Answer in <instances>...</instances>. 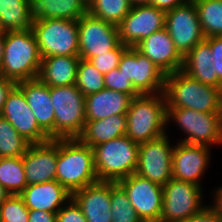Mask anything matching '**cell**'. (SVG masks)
Returning a JSON list of instances; mask_svg holds the SVG:
<instances>
[{"label": "cell", "instance_id": "cell-32", "mask_svg": "<svg viewBox=\"0 0 222 222\" xmlns=\"http://www.w3.org/2000/svg\"><path fill=\"white\" fill-rule=\"evenodd\" d=\"M132 5L129 0H93L88 12L110 24L118 26L129 13Z\"/></svg>", "mask_w": 222, "mask_h": 222}, {"label": "cell", "instance_id": "cell-15", "mask_svg": "<svg viewBox=\"0 0 222 222\" xmlns=\"http://www.w3.org/2000/svg\"><path fill=\"white\" fill-rule=\"evenodd\" d=\"M166 12L150 5L132 6L118 27L119 41L135 47L141 40L165 28Z\"/></svg>", "mask_w": 222, "mask_h": 222}, {"label": "cell", "instance_id": "cell-5", "mask_svg": "<svg viewBox=\"0 0 222 222\" xmlns=\"http://www.w3.org/2000/svg\"><path fill=\"white\" fill-rule=\"evenodd\" d=\"M98 180L118 182L135 173L139 143L126 135L101 143L92 148Z\"/></svg>", "mask_w": 222, "mask_h": 222}, {"label": "cell", "instance_id": "cell-40", "mask_svg": "<svg viewBox=\"0 0 222 222\" xmlns=\"http://www.w3.org/2000/svg\"><path fill=\"white\" fill-rule=\"evenodd\" d=\"M179 222H221V216L209 205H205L198 213Z\"/></svg>", "mask_w": 222, "mask_h": 222}, {"label": "cell", "instance_id": "cell-36", "mask_svg": "<svg viewBox=\"0 0 222 222\" xmlns=\"http://www.w3.org/2000/svg\"><path fill=\"white\" fill-rule=\"evenodd\" d=\"M128 46L123 45L121 42L111 51L103 54H97L89 61L96 67V69L103 75L111 70L118 68L121 56Z\"/></svg>", "mask_w": 222, "mask_h": 222}, {"label": "cell", "instance_id": "cell-2", "mask_svg": "<svg viewBox=\"0 0 222 222\" xmlns=\"http://www.w3.org/2000/svg\"><path fill=\"white\" fill-rule=\"evenodd\" d=\"M41 62L42 57L32 29L5 32L0 76L15 83L35 79Z\"/></svg>", "mask_w": 222, "mask_h": 222}, {"label": "cell", "instance_id": "cell-28", "mask_svg": "<svg viewBox=\"0 0 222 222\" xmlns=\"http://www.w3.org/2000/svg\"><path fill=\"white\" fill-rule=\"evenodd\" d=\"M28 0H0V32L31 30Z\"/></svg>", "mask_w": 222, "mask_h": 222}, {"label": "cell", "instance_id": "cell-27", "mask_svg": "<svg viewBox=\"0 0 222 222\" xmlns=\"http://www.w3.org/2000/svg\"><path fill=\"white\" fill-rule=\"evenodd\" d=\"M126 115H114L105 119L86 121L78 139L91 148L124 136L126 133Z\"/></svg>", "mask_w": 222, "mask_h": 222}, {"label": "cell", "instance_id": "cell-49", "mask_svg": "<svg viewBox=\"0 0 222 222\" xmlns=\"http://www.w3.org/2000/svg\"><path fill=\"white\" fill-rule=\"evenodd\" d=\"M88 4L91 3L93 0H85Z\"/></svg>", "mask_w": 222, "mask_h": 222}, {"label": "cell", "instance_id": "cell-16", "mask_svg": "<svg viewBox=\"0 0 222 222\" xmlns=\"http://www.w3.org/2000/svg\"><path fill=\"white\" fill-rule=\"evenodd\" d=\"M0 115L31 144L44 143L51 140L49 135L38 125L23 91L17 85L8 93Z\"/></svg>", "mask_w": 222, "mask_h": 222}, {"label": "cell", "instance_id": "cell-14", "mask_svg": "<svg viewBox=\"0 0 222 222\" xmlns=\"http://www.w3.org/2000/svg\"><path fill=\"white\" fill-rule=\"evenodd\" d=\"M165 28L183 57L205 39L193 0L166 12Z\"/></svg>", "mask_w": 222, "mask_h": 222}, {"label": "cell", "instance_id": "cell-44", "mask_svg": "<svg viewBox=\"0 0 222 222\" xmlns=\"http://www.w3.org/2000/svg\"><path fill=\"white\" fill-rule=\"evenodd\" d=\"M214 192V193H213ZM213 203L209 205L217 214L222 216V186L217 187L212 191Z\"/></svg>", "mask_w": 222, "mask_h": 222}, {"label": "cell", "instance_id": "cell-41", "mask_svg": "<svg viewBox=\"0 0 222 222\" xmlns=\"http://www.w3.org/2000/svg\"><path fill=\"white\" fill-rule=\"evenodd\" d=\"M28 222H56V212L29 210Z\"/></svg>", "mask_w": 222, "mask_h": 222}, {"label": "cell", "instance_id": "cell-18", "mask_svg": "<svg viewBox=\"0 0 222 222\" xmlns=\"http://www.w3.org/2000/svg\"><path fill=\"white\" fill-rule=\"evenodd\" d=\"M58 139L31 144L23 156L27 185L56 180Z\"/></svg>", "mask_w": 222, "mask_h": 222}, {"label": "cell", "instance_id": "cell-31", "mask_svg": "<svg viewBox=\"0 0 222 222\" xmlns=\"http://www.w3.org/2000/svg\"><path fill=\"white\" fill-rule=\"evenodd\" d=\"M31 143L0 115V158L22 157Z\"/></svg>", "mask_w": 222, "mask_h": 222}, {"label": "cell", "instance_id": "cell-37", "mask_svg": "<svg viewBox=\"0 0 222 222\" xmlns=\"http://www.w3.org/2000/svg\"><path fill=\"white\" fill-rule=\"evenodd\" d=\"M104 84L106 89L122 92L133 98L140 95L134 88L132 82L129 81L123 73H120L119 68H115L104 74Z\"/></svg>", "mask_w": 222, "mask_h": 222}, {"label": "cell", "instance_id": "cell-34", "mask_svg": "<svg viewBox=\"0 0 222 222\" xmlns=\"http://www.w3.org/2000/svg\"><path fill=\"white\" fill-rule=\"evenodd\" d=\"M75 85L86 97L105 89L104 75L90 61L80 58Z\"/></svg>", "mask_w": 222, "mask_h": 222}, {"label": "cell", "instance_id": "cell-6", "mask_svg": "<svg viewBox=\"0 0 222 222\" xmlns=\"http://www.w3.org/2000/svg\"><path fill=\"white\" fill-rule=\"evenodd\" d=\"M55 111V139L78 138L85 126V96L75 84L50 87Z\"/></svg>", "mask_w": 222, "mask_h": 222}, {"label": "cell", "instance_id": "cell-38", "mask_svg": "<svg viewBox=\"0 0 222 222\" xmlns=\"http://www.w3.org/2000/svg\"><path fill=\"white\" fill-rule=\"evenodd\" d=\"M56 222H87L81 208L71 198L56 212Z\"/></svg>", "mask_w": 222, "mask_h": 222}, {"label": "cell", "instance_id": "cell-20", "mask_svg": "<svg viewBox=\"0 0 222 222\" xmlns=\"http://www.w3.org/2000/svg\"><path fill=\"white\" fill-rule=\"evenodd\" d=\"M87 222H111V181L98 180L72 193Z\"/></svg>", "mask_w": 222, "mask_h": 222}, {"label": "cell", "instance_id": "cell-23", "mask_svg": "<svg viewBox=\"0 0 222 222\" xmlns=\"http://www.w3.org/2000/svg\"><path fill=\"white\" fill-rule=\"evenodd\" d=\"M88 6L85 0H28V15L32 24L48 18L78 21Z\"/></svg>", "mask_w": 222, "mask_h": 222}, {"label": "cell", "instance_id": "cell-39", "mask_svg": "<svg viewBox=\"0 0 222 222\" xmlns=\"http://www.w3.org/2000/svg\"><path fill=\"white\" fill-rule=\"evenodd\" d=\"M209 43L218 80L222 83V36L205 38Z\"/></svg>", "mask_w": 222, "mask_h": 222}, {"label": "cell", "instance_id": "cell-47", "mask_svg": "<svg viewBox=\"0 0 222 222\" xmlns=\"http://www.w3.org/2000/svg\"><path fill=\"white\" fill-rule=\"evenodd\" d=\"M132 6L150 4L151 0H129Z\"/></svg>", "mask_w": 222, "mask_h": 222}, {"label": "cell", "instance_id": "cell-19", "mask_svg": "<svg viewBox=\"0 0 222 222\" xmlns=\"http://www.w3.org/2000/svg\"><path fill=\"white\" fill-rule=\"evenodd\" d=\"M135 48L158 66L165 75L182 69L183 56L176 49L166 28L144 38Z\"/></svg>", "mask_w": 222, "mask_h": 222}, {"label": "cell", "instance_id": "cell-42", "mask_svg": "<svg viewBox=\"0 0 222 222\" xmlns=\"http://www.w3.org/2000/svg\"><path fill=\"white\" fill-rule=\"evenodd\" d=\"M188 1L189 0H151L150 5L164 12H168L175 7L186 4Z\"/></svg>", "mask_w": 222, "mask_h": 222}, {"label": "cell", "instance_id": "cell-25", "mask_svg": "<svg viewBox=\"0 0 222 222\" xmlns=\"http://www.w3.org/2000/svg\"><path fill=\"white\" fill-rule=\"evenodd\" d=\"M181 70L203 84L222 88V83L218 80L216 68L213 65L210 43L206 39L199 42L183 57Z\"/></svg>", "mask_w": 222, "mask_h": 222}, {"label": "cell", "instance_id": "cell-17", "mask_svg": "<svg viewBox=\"0 0 222 222\" xmlns=\"http://www.w3.org/2000/svg\"><path fill=\"white\" fill-rule=\"evenodd\" d=\"M210 148L178 140L173 147L172 178L202 186L201 177L205 175L211 160Z\"/></svg>", "mask_w": 222, "mask_h": 222}, {"label": "cell", "instance_id": "cell-1", "mask_svg": "<svg viewBox=\"0 0 222 222\" xmlns=\"http://www.w3.org/2000/svg\"><path fill=\"white\" fill-rule=\"evenodd\" d=\"M163 94L167 108H187L204 113L221 112V89L203 84L182 70L166 75Z\"/></svg>", "mask_w": 222, "mask_h": 222}, {"label": "cell", "instance_id": "cell-21", "mask_svg": "<svg viewBox=\"0 0 222 222\" xmlns=\"http://www.w3.org/2000/svg\"><path fill=\"white\" fill-rule=\"evenodd\" d=\"M34 113L38 125L55 139V111L50 97V87L38 78L16 83Z\"/></svg>", "mask_w": 222, "mask_h": 222}, {"label": "cell", "instance_id": "cell-26", "mask_svg": "<svg viewBox=\"0 0 222 222\" xmlns=\"http://www.w3.org/2000/svg\"><path fill=\"white\" fill-rule=\"evenodd\" d=\"M80 56H49L42 58L37 78L49 87L76 83Z\"/></svg>", "mask_w": 222, "mask_h": 222}, {"label": "cell", "instance_id": "cell-12", "mask_svg": "<svg viewBox=\"0 0 222 222\" xmlns=\"http://www.w3.org/2000/svg\"><path fill=\"white\" fill-rule=\"evenodd\" d=\"M79 56L89 61L97 54L114 49L119 43L118 27L85 13L78 20Z\"/></svg>", "mask_w": 222, "mask_h": 222}, {"label": "cell", "instance_id": "cell-35", "mask_svg": "<svg viewBox=\"0 0 222 222\" xmlns=\"http://www.w3.org/2000/svg\"><path fill=\"white\" fill-rule=\"evenodd\" d=\"M29 209L20 195L11 194L0 205V222H28Z\"/></svg>", "mask_w": 222, "mask_h": 222}, {"label": "cell", "instance_id": "cell-24", "mask_svg": "<svg viewBox=\"0 0 222 222\" xmlns=\"http://www.w3.org/2000/svg\"><path fill=\"white\" fill-rule=\"evenodd\" d=\"M133 97L115 90L103 89L85 97L86 121L126 115Z\"/></svg>", "mask_w": 222, "mask_h": 222}, {"label": "cell", "instance_id": "cell-9", "mask_svg": "<svg viewBox=\"0 0 222 222\" xmlns=\"http://www.w3.org/2000/svg\"><path fill=\"white\" fill-rule=\"evenodd\" d=\"M203 188L171 178L163 186L160 222H179L198 213L203 204Z\"/></svg>", "mask_w": 222, "mask_h": 222}, {"label": "cell", "instance_id": "cell-3", "mask_svg": "<svg viewBox=\"0 0 222 222\" xmlns=\"http://www.w3.org/2000/svg\"><path fill=\"white\" fill-rule=\"evenodd\" d=\"M126 133L136 143L147 142L167 133V107L163 92L140 94L132 99L126 113Z\"/></svg>", "mask_w": 222, "mask_h": 222}, {"label": "cell", "instance_id": "cell-11", "mask_svg": "<svg viewBox=\"0 0 222 222\" xmlns=\"http://www.w3.org/2000/svg\"><path fill=\"white\" fill-rule=\"evenodd\" d=\"M118 68L140 94L163 92L166 75L135 47L123 52Z\"/></svg>", "mask_w": 222, "mask_h": 222}, {"label": "cell", "instance_id": "cell-13", "mask_svg": "<svg viewBox=\"0 0 222 222\" xmlns=\"http://www.w3.org/2000/svg\"><path fill=\"white\" fill-rule=\"evenodd\" d=\"M143 222H160L163 204V186L136 173L117 182Z\"/></svg>", "mask_w": 222, "mask_h": 222}, {"label": "cell", "instance_id": "cell-8", "mask_svg": "<svg viewBox=\"0 0 222 222\" xmlns=\"http://www.w3.org/2000/svg\"><path fill=\"white\" fill-rule=\"evenodd\" d=\"M32 31L42 58L79 56L77 20L48 18L34 23Z\"/></svg>", "mask_w": 222, "mask_h": 222}, {"label": "cell", "instance_id": "cell-48", "mask_svg": "<svg viewBox=\"0 0 222 222\" xmlns=\"http://www.w3.org/2000/svg\"><path fill=\"white\" fill-rule=\"evenodd\" d=\"M220 114H221V120H222V88H221V112Z\"/></svg>", "mask_w": 222, "mask_h": 222}, {"label": "cell", "instance_id": "cell-30", "mask_svg": "<svg viewBox=\"0 0 222 222\" xmlns=\"http://www.w3.org/2000/svg\"><path fill=\"white\" fill-rule=\"evenodd\" d=\"M0 184L10 194L19 195L27 186L22 157L0 158Z\"/></svg>", "mask_w": 222, "mask_h": 222}, {"label": "cell", "instance_id": "cell-7", "mask_svg": "<svg viewBox=\"0 0 222 222\" xmlns=\"http://www.w3.org/2000/svg\"><path fill=\"white\" fill-rule=\"evenodd\" d=\"M172 120L186 134L180 142L209 147L222 144L220 113H204L187 108H167V125Z\"/></svg>", "mask_w": 222, "mask_h": 222}, {"label": "cell", "instance_id": "cell-33", "mask_svg": "<svg viewBox=\"0 0 222 222\" xmlns=\"http://www.w3.org/2000/svg\"><path fill=\"white\" fill-rule=\"evenodd\" d=\"M111 222H143L132 207L124 189L111 181Z\"/></svg>", "mask_w": 222, "mask_h": 222}, {"label": "cell", "instance_id": "cell-10", "mask_svg": "<svg viewBox=\"0 0 222 222\" xmlns=\"http://www.w3.org/2000/svg\"><path fill=\"white\" fill-rule=\"evenodd\" d=\"M165 135L139 144L138 164L135 173L151 182L164 186L172 178L173 147Z\"/></svg>", "mask_w": 222, "mask_h": 222}, {"label": "cell", "instance_id": "cell-45", "mask_svg": "<svg viewBox=\"0 0 222 222\" xmlns=\"http://www.w3.org/2000/svg\"><path fill=\"white\" fill-rule=\"evenodd\" d=\"M4 46H5V32H0V69L4 56Z\"/></svg>", "mask_w": 222, "mask_h": 222}, {"label": "cell", "instance_id": "cell-29", "mask_svg": "<svg viewBox=\"0 0 222 222\" xmlns=\"http://www.w3.org/2000/svg\"><path fill=\"white\" fill-rule=\"evenodd\" d=\"M193 1L205 38L222 36V0Z\"/></svg>", "mask_w": 222, "mask_h": 222}, {"label": "cell", "instance_id": "cell-43", "mask_svg": "<svg viewBox=\"0 0 222 222\" xmlns=\"http://www.w3.org/2000/svg\"><path fill=\"white\" fill-rule=\"evenodd\" d=\"M16 83L10 79L0 76V113L4 108L6 97Z\"/></svg>", "mask_w": 222, "mask_h": 222}, {"label": "cell", "instance_id": "cell-22", "mask_svg": "<svg viewBox=\"0 0 222 222\" xmlns=\"http://www.w3.org/2000/svg\"><path fill=\"white\" fill-rule=\"evenodd\" d=\"M19 195L29 210L47 212H57L72 198V193L57 180L27 185Z\"/></svg>", "mask_w": 222, "mask_h": 222}, {"label": "cell", "instance_id": "cell-46", "mask_svg": "<svg viewBox=\"0 0 222 222\" xmlns=\"http://www.w3.org/2000/svg\"><path fill=\"white\" fill-rule=\"evenodd\" d=\"M10 192H8L1 184H0V205L10 196Z\"/></svg>", "mask_w": 222, "mask_h": 222}, {"label": "cell", "instance_id": "cell-4", "mask_svg": "<svg viewBox=\"0 0 222 222\" xmlns=\"http://www.w3.org/2000/svg\"><path fill=\"white\" fill-rule=\"evenodd\" d=\"M56 180L70 193L98 181L93 149L78 138L58 139Z\"/></svg>", "mask_w": 222, "mask_h": 222}]
</instances>
